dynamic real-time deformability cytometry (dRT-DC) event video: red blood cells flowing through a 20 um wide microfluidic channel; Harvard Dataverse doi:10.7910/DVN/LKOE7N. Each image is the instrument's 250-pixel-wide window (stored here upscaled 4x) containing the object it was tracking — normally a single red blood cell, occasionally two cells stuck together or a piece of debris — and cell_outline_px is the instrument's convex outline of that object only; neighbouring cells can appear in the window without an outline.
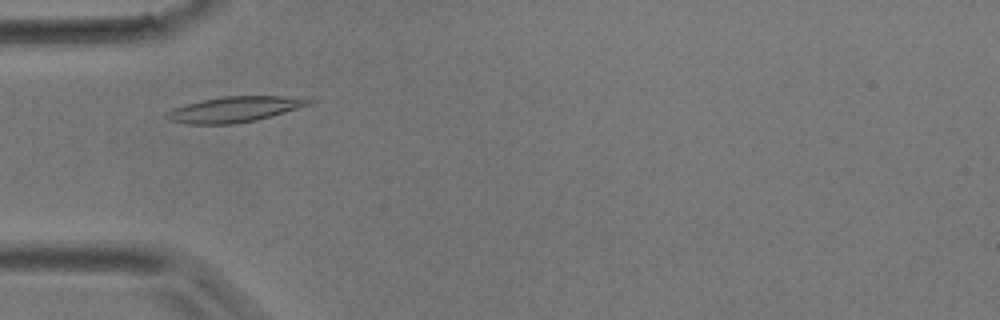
{"species": "common noctule bat (a hibernating species)", "species_latin": "Nyctalus noctula", "temperature_condition": "room temperature", "stored_images_in_passage": 35, "camera_frame_rate_fps": 3000, "um_per_image_px": 0.085, "animal": {"sex": "male", "body_mass_g": 17.9}, "frame": {"image": 1, "passage_image": 7, "time_ms": 2.0, "image_size_px": [1000, 320], "cell_outline_px": [[316, 100], [308, 104], [284, 112], [256, 120], [232, 124], [188, 124], [172, 120], [164, 116], [172, 108], [204, 100], [224, 96], [280, 96]], "centroid_in_image_um": [19.9, 9.3], "position_along_channel_um": 65.1, "area_um2": 20.58}}
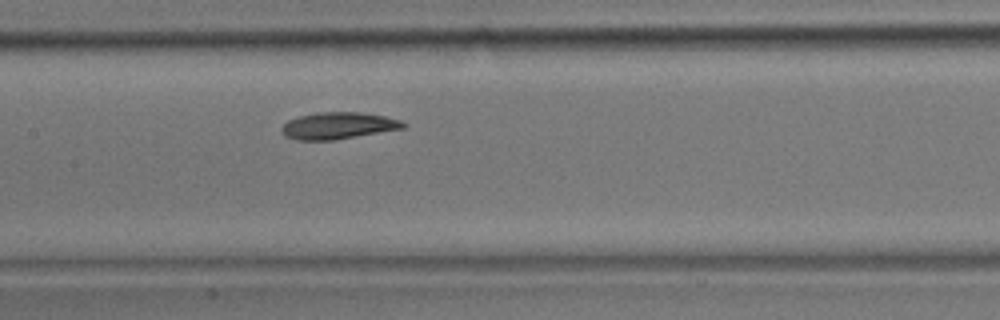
{"frame": {"image": 2, "passage_image": 14, "time_ms": 4.333, "image_size_px": [1000, 320], "cell_outline_px": [[408, 124], [404, 128], [332, 140], [296, 140], [284, 136], [280, 132], [280, 128], [288, 120], [300, 116], [320, 112], [360, 112], [384, 116], [400, 120]], "centroid_in_image_um": [28.71, 10.68], "position_along_channel_um": 178.7, "area_um2": 18.9}}
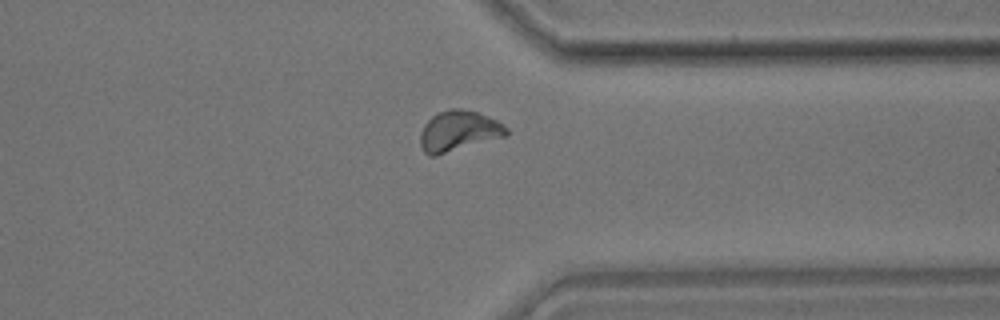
{"frame": {"image": 3, "passage_image": 26, "time_ms": 8.333, "image_size_px": [1000, 320], "cell_outline_px": [[508, 136], [436, 156], [428, 156], [424, 152], [420, 144], [420, 132], [424, 124], [432, 116], [448, 108], [460, 108], [476, 112], [488, 116], [496, 120], [508, 128]], "centroid_in_image_um": [38.98, 11.15], "position_along_channel_um": 372.4, "area_um2": 20.58}}